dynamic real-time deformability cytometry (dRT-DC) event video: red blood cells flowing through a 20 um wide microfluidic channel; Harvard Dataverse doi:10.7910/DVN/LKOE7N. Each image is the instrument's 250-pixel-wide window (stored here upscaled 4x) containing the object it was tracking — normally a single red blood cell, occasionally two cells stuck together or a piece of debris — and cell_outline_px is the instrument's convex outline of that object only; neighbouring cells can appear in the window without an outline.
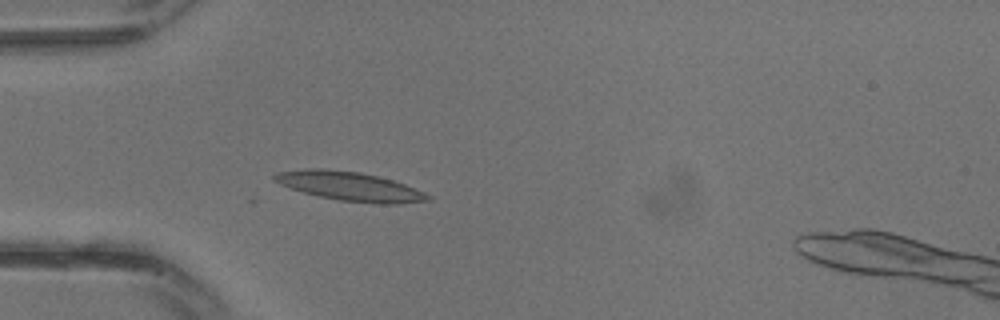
{"species": "common noctule bat (a hibernating species)", "species_latin": "Nyctalus noctula", "temperature_condition": "warm", "stored_images_in_passage": 10, "camera_frame_rate_fps": 3000, "um_per_image_px": 0.085, "animal": {"sex": "male", "body_mass_g": 13.3}, "frame": {"image": 1, "passage_image": 4, "time_ms": 1.0, "image_size_px": [1000, 320], "cell_outline_px": [[432, 200], [400, 204], [376, 204], [340, 200], [320, 196], [304, 192], [280, 184], [272, 180], [272, 176], [276, 172], [304, 168], [324, 168], [360, 172], [392, 180], [404, 184], [424, 192], [432, 196]], "centroid_in_image_um": [29.73, 15.83], "position_along_channel_um": 55.3, "area_um2": 26.01}}
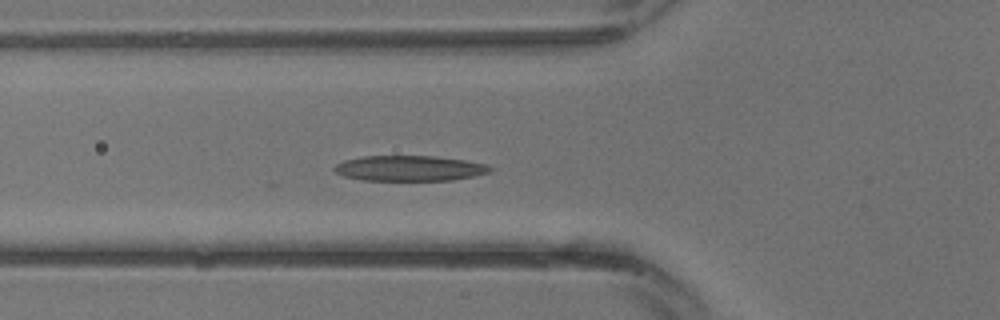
{"frame": {"image": 2, "passage_image": 6, "time_ms": 1.667, "image_size_px": [1000, 320], "cell_outline_px": [[492, 172], [476, 176], [452, 180], [360, 180], [344, 176], [336, 172], [332, 168], [336, 164], [344, 160], [364, 156], [436, 156], [464, 160], [488, 164], [492, 168]], "centroid_in_image_um": [34.84, 14.3], "position_along_channel_um": 91.0, "area_um2": 23.18}}
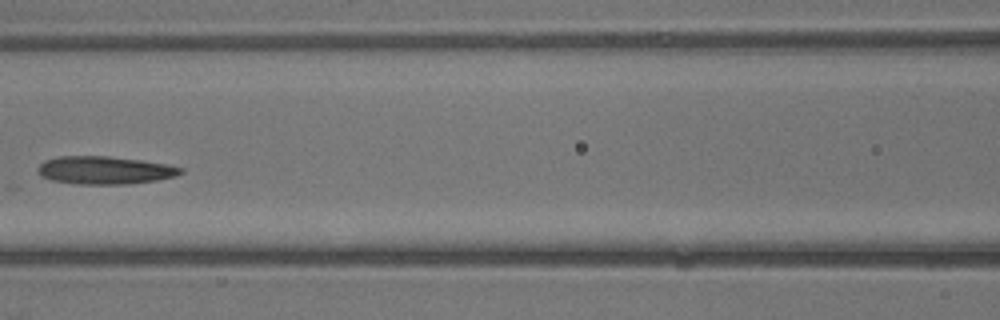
{"frame": {"image": 3, "passage_image": 9, "time_ms": 2.667, "image_size_px": [1000, 320], "cell_outline_px": [[184, 172], [176, 176], [156, 180], [128, 184], [76, 184], [52, 180], [40, 176], [36, 172], [36, 168], [44, 160], [60, 156], [108, 156], [140, 160], [168, 164], [184, 168]], "centroid_in_image_um": [8.89, 14.47], "position_along_channel_um": 157.7, "area_um2": 23.41}}